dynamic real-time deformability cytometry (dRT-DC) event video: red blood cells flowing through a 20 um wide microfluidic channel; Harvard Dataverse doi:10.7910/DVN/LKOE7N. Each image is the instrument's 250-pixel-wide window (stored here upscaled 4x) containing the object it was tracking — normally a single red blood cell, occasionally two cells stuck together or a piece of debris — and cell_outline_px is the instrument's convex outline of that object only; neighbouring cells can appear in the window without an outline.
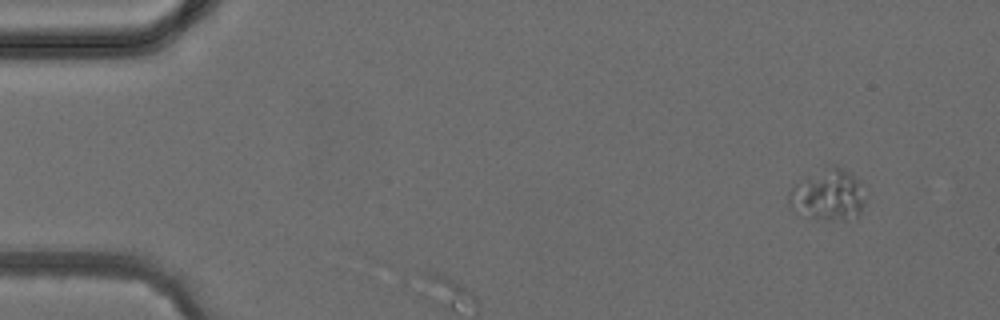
{"species": "common noctule bat (a hibernating species)", "species_latin": "Nyctalus noctula", "temperature_condition": "cold", "stored_images_in_passage": 2, "camera_frame_rate_fps": 3000, "um_per_image_px": 0.085, "animal": {"sex": "female", "body_mass_g": 24.6, "forearm_length_mm": 56.2}, "frame": {"image": 1, "passage_image": 1, "time_ms": 0.0, "image_size_px": [1000, 320], "cell_outline_px": [[868, 196], [860, 212], [856, 216], [844, 220], [816, 220], [792, 212], [788, 204], [788, 192], [792, 188], [808, 176], [836, 168], [840, 168], [848, 172], [860, 180]], "centroid_in_image_um": [70.4, 16.67], "position_along_channel_um": 14.6, "area_um2": 22.72}}